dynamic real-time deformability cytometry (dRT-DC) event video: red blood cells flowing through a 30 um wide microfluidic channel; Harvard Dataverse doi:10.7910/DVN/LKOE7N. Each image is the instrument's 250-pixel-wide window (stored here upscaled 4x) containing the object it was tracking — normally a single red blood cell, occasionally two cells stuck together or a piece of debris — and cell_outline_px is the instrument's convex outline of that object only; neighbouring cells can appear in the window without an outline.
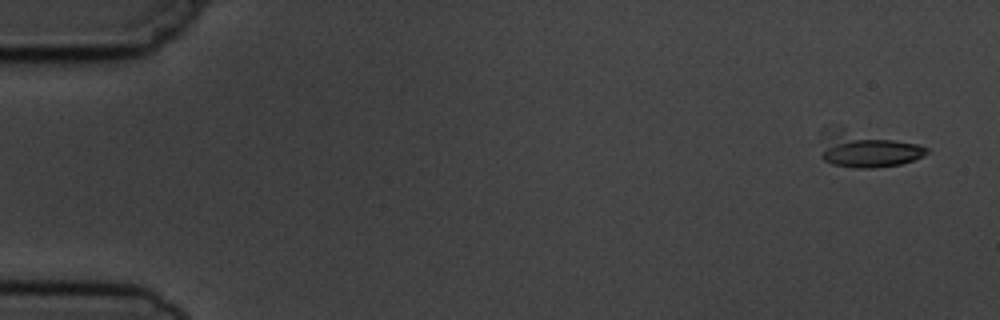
{"species": "common noctule bat (a hibernating species)", "species_latin": "Nyctalus noctula", "temperature_condition": "cold", "stored_images_in_passage": 6, "camera_frame_rate_fps": 3000, "um_per_image_px": 0.085, "animal": {"sex": "male", "body_mass_g": 19.5, "forearm_length_mm": 54.6}, "frame": {"image": 1, "passage_image": 1, "time_ms": 0.0, "image_size_px": [1000, 320], "cell_outline_px": [[928, 152], [924, 156], [900, 164], [876, 168], [856, 168], [832, 164], [824, 160], [820, 156], [820, 128], [844, 128], [920, 144], [928, 148]], "centroid_in_image_um": [73.6, 12.68], "position_along_channel_um": 11.4, "area_um2": 22.66}}
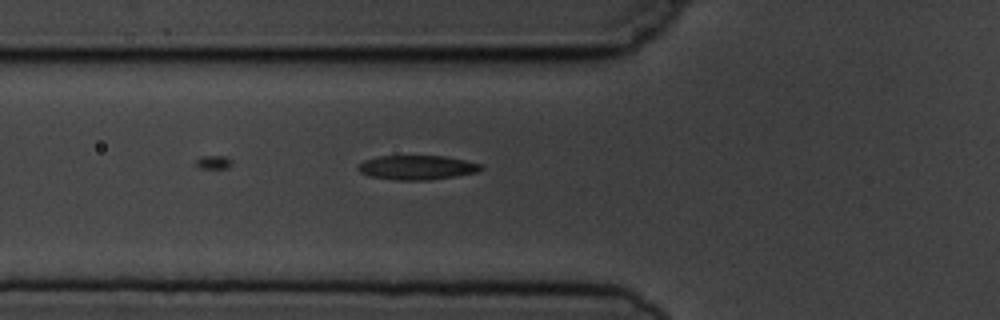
{"frame": {"image": 2, "passage_image": 6, "time_ms": 5.667, "image_size_px": [1000, 320], "cell_outline_px": [[484, 168], [476, 172], [456, 176], [428, 180], [396, 180], [368, 176], [360, 172], [356, 168], [364, 160], [380, 156], [444, 156], [464, 160], [480, 164]], "centroid_in_image_um": [35.42, 14.24], "position_along_channel_um": 90.4, "area_um2": 17.34}}